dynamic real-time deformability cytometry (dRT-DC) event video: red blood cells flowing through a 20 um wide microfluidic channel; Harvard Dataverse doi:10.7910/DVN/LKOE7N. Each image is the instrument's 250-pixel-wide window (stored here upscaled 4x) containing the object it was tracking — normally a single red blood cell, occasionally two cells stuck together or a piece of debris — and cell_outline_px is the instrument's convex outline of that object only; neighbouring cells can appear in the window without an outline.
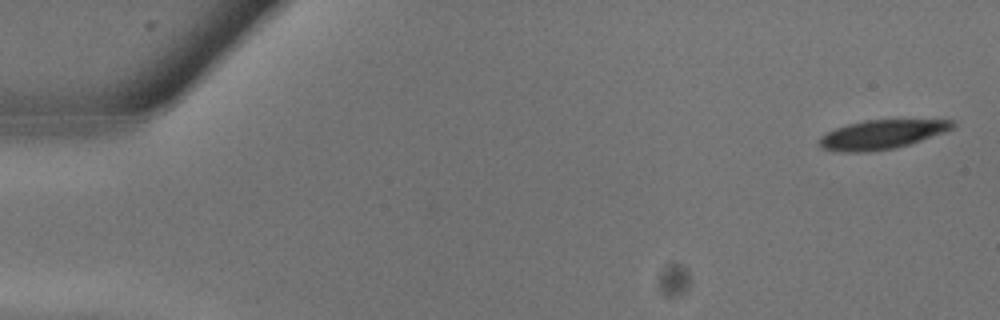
{"species": "common noctule bat (a hibernating species)", "species_latin": "Nyctalus noctula", "temperature_condition": "warm", "stored_images_in_passage": 10, "camera_frame_rate_fps": 3000, "um_per_image_px": 0.085, "animal": {"sex": "male", "body_mass_g": 13.3}, "frame": {"image": 1, "passage_image": 1, "time_ms": 0.0, "image_size_px": [1000, 320], "cell_outline_px": [[956, 128], [896, 148], [872, 152], [836, 152], [820, 148], [816, 140], [820, 136], [836, 128], [848, 124], [864, 120], [956, 120]], "centroid_in_image_um": [74.9, 11.44], "position_along_channel_um": 10.1, "area_um2": 22.83}}
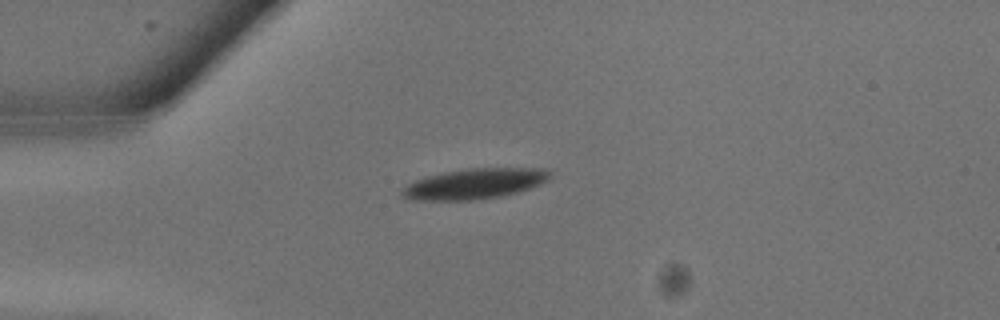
{"frame": {"image": 2, "passage_image": 7, "time_ms": 2.0, "image_size_px": [1000, 320], "cell_outline_px": [[552, 176], [548, 180], [540, 184], [520, 192], [500, 196], [472, 200], [416, 200], [404, 196], [400, 192], [408, 184], [424, 176], [444, 172], [468, 168], [548, 168], [552, 172]], "centroid_in_image_um": [40.41, 15.6], "position_along_channel_um": 44.6, "area_um2": 26.3}}
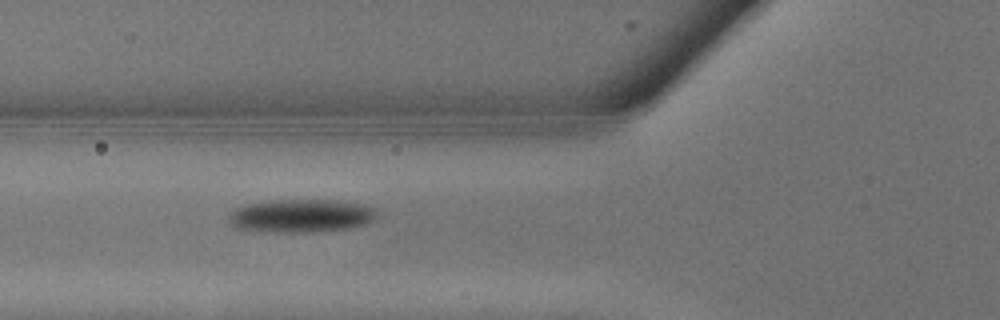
{"frame": {"image": 3, "passage_image": 10, "time_ms": 3.0, "image_size_px": [1000, 320], "cell_outline_px": [[380, 216], [368, 224], [348, 228], [312, 232], [272, 232], [236, 228], [228, 220], [228, 216], [236, 208], [248, 204], [272, 200], [340, 200], [364, 204], [376, 208], [380, 212]], "centroid_in_image_um": [25.69, 18.34], "position_along_channel_um": 100.1, "area_um2": 29.02}}